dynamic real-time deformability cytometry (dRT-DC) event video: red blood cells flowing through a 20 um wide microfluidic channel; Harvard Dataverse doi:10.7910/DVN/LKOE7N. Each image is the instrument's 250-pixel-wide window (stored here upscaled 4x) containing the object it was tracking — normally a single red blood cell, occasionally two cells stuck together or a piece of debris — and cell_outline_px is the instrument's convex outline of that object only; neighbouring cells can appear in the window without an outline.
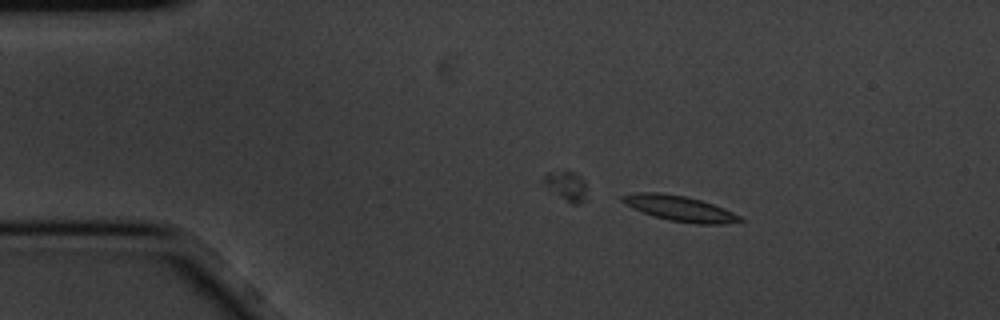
{"species": "common noctule bat (a hibernating species)", "species_latin": "Nyctalus noctula", "temperature_condition": "cold", "stored_images_in_passage": 3, "camera_frame_rate_fps": 3000, "um_per_image_px": 0.085, "animal": {"sex": "male", "body_mass_g": 20.1, "forearm_length_mm": 53.5}, "frame": {"image": 1, "passage_image": 1, "time_ms": 0.0, "image_size_px": [1000, 320], "cell_outline_px": [[744, 220], [724, 224], [696, 224], [668, 220], [632, 208], [620, 200], [620, 196], [636, 192], [660, 192], [684, 196], [700, 200], [724, 208], [740, 216]], "centroid_in_image_um": [57.76, 17.71], "position_along_channel_um": 27.2, "area_um2": 17.22}}